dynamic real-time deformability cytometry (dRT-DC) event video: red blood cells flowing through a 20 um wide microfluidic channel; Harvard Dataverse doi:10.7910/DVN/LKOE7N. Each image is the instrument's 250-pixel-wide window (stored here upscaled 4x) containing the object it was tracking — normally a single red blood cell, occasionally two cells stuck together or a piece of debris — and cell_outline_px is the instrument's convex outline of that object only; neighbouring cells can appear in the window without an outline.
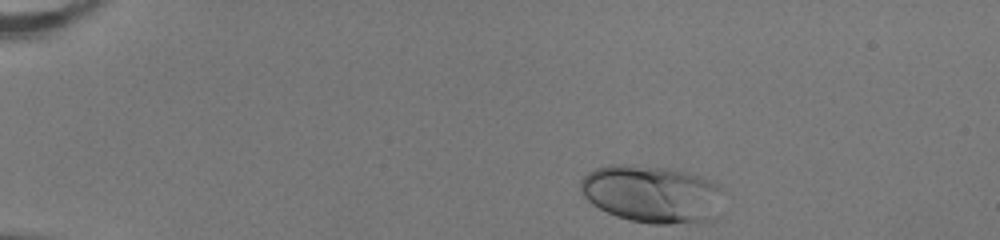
{"species": "human", "species_latin": "Homo sapiens", "temperature_condition": "room temperature", "stored_images_in_passage": 37, "camera_frame_rate_fps": 3000, "um_per_image_px": 0.085, "donor": {"sex": "female"}, "frame": {"image": 1, "passage_image": 1, "time_ms": 0.0, "image_size_px": [1000, 240], "cell_outline_px": [[720, 216], [712, 220], [668, 224], [652, 224], [628, 220], [616, 216], [592, 204], [580, 192], [580, 180], [588, 172], [596, 168], [608, 164], [628, 164], [668, 168], [700, 176], [716, 184], [720, 188]], "centroid_in_image_um": [55.39, 16.5], "position_along_channel_um": 29.6, "area_um2": 48.03}}
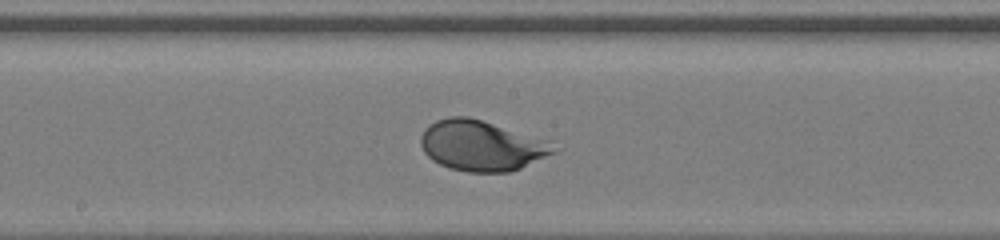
{"frame": {"image": 2, "passage_image": 21, "time_ms": 6.667, "image_size_px": [1000, 240], "cell_outline_px": [[556, 152], [520, 168], [508, 172], [468, 172], [448, 168], [432, 160], [424, 152], [420, 144], [420, 136], [424, 128], [428, 124], [436, 120], [448, 116], [468, 116], [548, 140], [556, 148]], "centroid_in_image_um": [40.88, 12.37], "position_along_channel_um": 207.3, "area_um2": 39.07}}
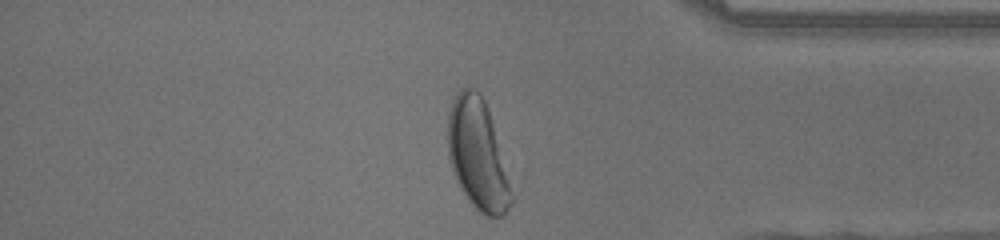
{"frame": {"image": 3, "passage_image": 36, "time_ms": 11.667, "image_size_px": [1000, 240], "cell_outline_px": [[512, 204], [500, 216], [484, 216], [468, 200], [460, 188], [456, 180], [448, 156], [448, 112], [452, 100], [456, 92], [460, 88], [472, 88], [480, 92], [484, 100], [492, 124], [512, 196]], "centroid_in_image_um": [40.54, 13.11], "position_along_channel_um": 394.7, "area_um2": 39.82}, "authors_computed_cell_mechanics": {"area_um2": 40.3444, "velocity_mm_per_s": 4.0197, "shape_relaxation_time_tau1_ms": 2.428, "shape_relaxation_time_tau2_ms": null, "deformation_change_tau1": 0.1885, "deformation_change_tau2": null}}